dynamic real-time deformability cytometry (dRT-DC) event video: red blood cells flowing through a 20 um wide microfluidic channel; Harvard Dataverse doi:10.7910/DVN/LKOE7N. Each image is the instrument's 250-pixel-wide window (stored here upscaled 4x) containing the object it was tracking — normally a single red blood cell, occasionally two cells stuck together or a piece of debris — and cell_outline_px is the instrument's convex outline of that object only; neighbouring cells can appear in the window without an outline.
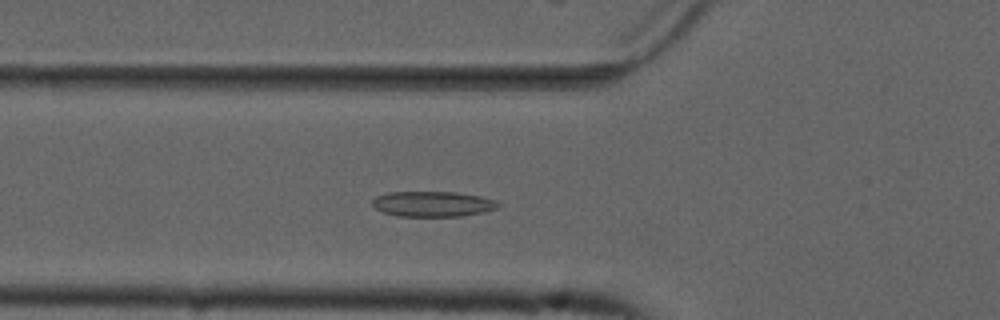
{"species": "common noctule bat (a hibernating species)", "species_latin": "Nyctalus noctula", "temperature_condition": "cold", "stored_images_in_passage": 43, "camera_frame_rate_fps": 3000, "um_per_image_px": 0.085, "animal": {"sex": "male", "forearm_length_mm": 52.5}, "frame": {"image": 1, "passage_image": 8, "time_ms": 2.333, "image_size_px": [1000, 320], "cell_outline_px": [[500, 204], [496, 208], [484, 212], [460, 216], [396, 216], [384, 212], [376, 208], [372, 204], [372, 200], [376, 196], [388, 192], [456, 192], [480, 196], [496, 200]], "centroid_in_image_um": [36.78, 17.33], "position_along_channel_um": 89.0, "area_um2": 18.55}}
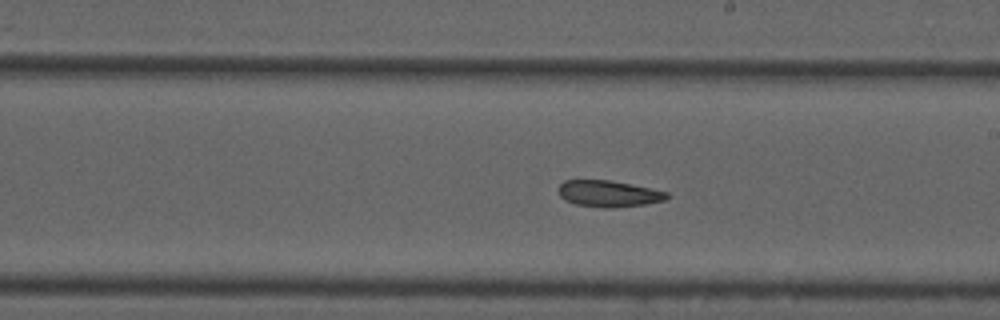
{"frame": {"image": 2, "passage_image": 20, "time_ms": 6.333, "image_size_px": [1000, 320], "cell_outline_px": [[668, 196], [664, 200], [644, 204], [612, 208], [600, 208], [576, 204], [564, 200], [560, 196], [556, 188], [564, 180], [608, 180], [668, 192]], "centroid_in_image_um": [51.65, 16.47], "position_along_channel_um": 237.4, "area_um2": 16.59}}
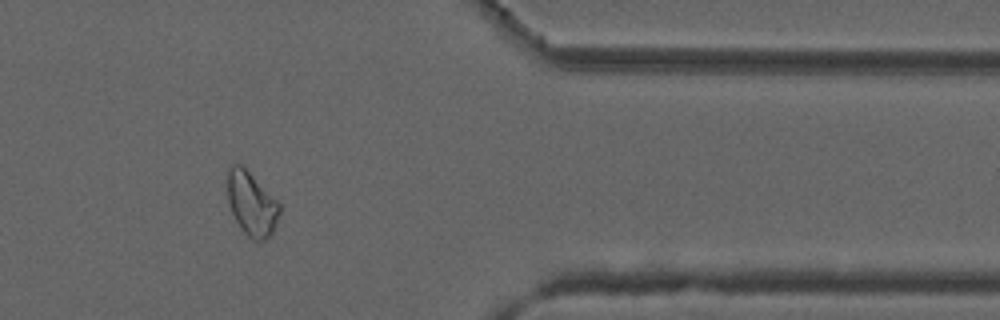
{"frame": {"image": 3, "passage_image": 34, "time_ms": 11.0, "image_size_px": [1000, 320], "cell_outline_px": [[280, 212], [276, 224], [272, 232], [264, 240], [252, 240], [240, 228], [232, 212], [228, 200], [228, 168], [232, 164], [240, 164], [280, 204]], "centroid_in_image_um": [21.38, 17.34], "position_along_channel_um": 390.0, "area_um2": 18.84}, "authors_computed_cell_mechanics": {"area_um2": 18.1492, "velocity_mm_per_s": 3.7075, "shape_relaxation_time_tau1_ms": null, "shape_relaxation_time_tau2_ms": 10.4431, "deformation_change_tau1": null, "deformation_change_tau2": 0.1469}}